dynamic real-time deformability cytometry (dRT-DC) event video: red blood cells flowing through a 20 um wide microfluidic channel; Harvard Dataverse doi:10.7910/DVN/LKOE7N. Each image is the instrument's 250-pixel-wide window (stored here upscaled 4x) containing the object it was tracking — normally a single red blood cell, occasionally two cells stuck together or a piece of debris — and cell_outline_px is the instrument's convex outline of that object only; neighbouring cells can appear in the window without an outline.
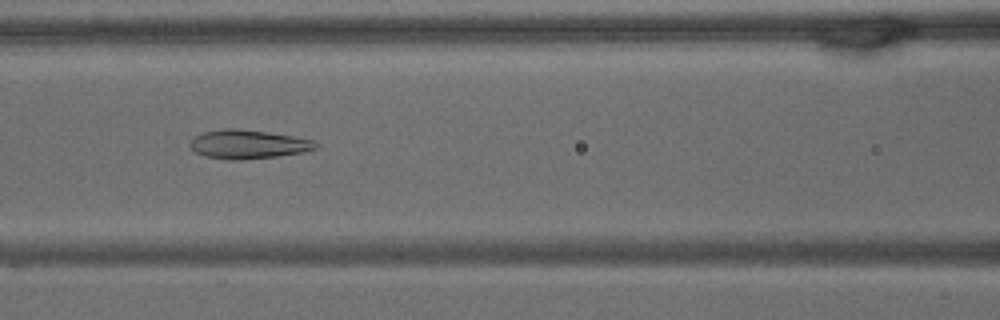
{"species": "common noctule bat (a hibernating species)", "species_latin": "Nyctalus noctula", "temperature_condition": "warm", "stored_images_in_passage": 59, "camera_frame_rate_fps": 3000, "um_per_image_px": 0.085, "animal": {"sex": "male", "body_mass_g": 15.6}, "frame": {"image": 1, "passage_image": 22, "time_ms": 7.0, "image_size_px": [1000, 320], "cell_outline_px": [[320, 144], [316, 148], [304, 152], [276, 156], [240, 160], [228, 160], [204, 156], [196, 152], [188, 144], [196, 136], [204, 132], [228, 128], [236, 128], [296, 136], [312, 140]], "centroid_in_image_um": [21.11, 12.27], "position_along_channel_um": 145.5, "area_um2": 21.04}}
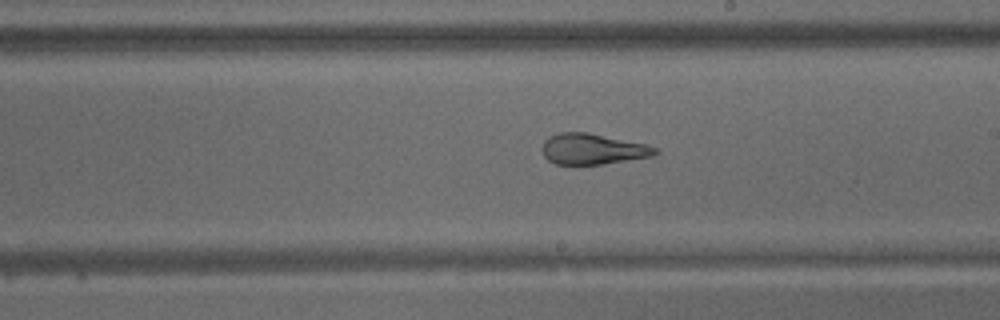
{"frame": {"image": 2, "passage_image": 31, "time_ms": 10.0, "image_size_px": [1000, 320], "cell_outline_px": [[660, 152], [652, 156], [604, 164], [556, 164], [548, 160], [544, 156], [540, 148], [544, 140], [548, 136], [560, 132], [588, 132], [644, 144], [660, 148]], "centroid_in_image_um": [50.35, 12.66], "position_along_channel_um": 238.6, "area_um2": 20.4}}
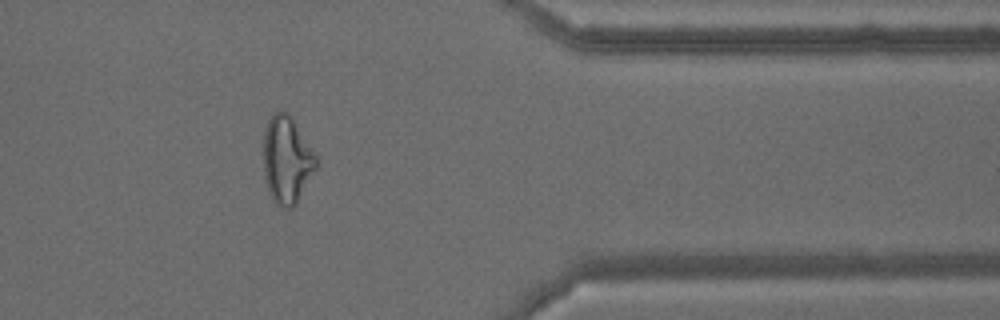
{"frame": {"image": 3, "passage_image": 47, "time_ms": 15.333, "image_size_px": [1000, 320], "cell_outline_px": [[316, 168], [296, 204], [292, 208], [284, 208], [276, 204], [272, 200], [268, 192], [264, 176], [264, 128], [272, 112], [280, 108], [288, 112], [292, 116], [316, 156]], "centroid_in_image_um": [24.35, 13.55], "position_along_channel_um": 387.1, "area_um2": 27.05}, "authors_computed_cell_mechanics": {"area_um2": 25.6632, "velocity_mm_per_s": 3.1115, "shape_relaxation_time_tau1_ms": null, "shape_relaxation_time_tau2_ms": 2.1312, "deformation_change_tau1": null, "deformation_change_tau2": 0.1061}}